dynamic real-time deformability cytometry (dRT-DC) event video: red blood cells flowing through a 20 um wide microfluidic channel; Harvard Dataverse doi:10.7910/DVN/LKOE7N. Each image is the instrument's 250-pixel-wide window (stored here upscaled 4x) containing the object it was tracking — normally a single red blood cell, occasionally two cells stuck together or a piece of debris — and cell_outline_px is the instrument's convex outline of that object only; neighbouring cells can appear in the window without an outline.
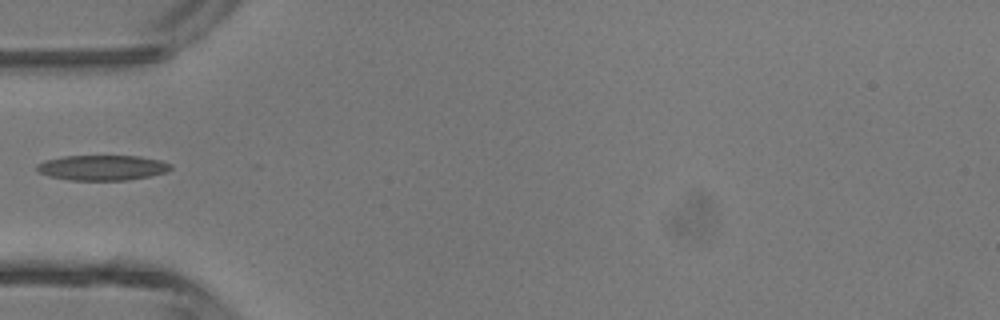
{"species": "common noctule bat (a hibernating species)", "species_latin": "Nyctalus noctula", "temperature_condition": "room temperature", "stored_images_in_passage": 5, "camera_frame_rate_fps": 3000, "um_per_image_px": 0.085, "animal": {"sex": "male", "body_mass_g": 13.3}, "frame": {"image": 1, "passage_image": 5, "time_ms": 1.333, "image_size_px": [1000, 320], "cell_outline_px": [[172, 168], [168, 172], [128, 180], [68, 180], [48, 176], [40, 172], [36, 168], [36, 164], [44, 160], [64, 156], [140, 156], [160, 160], [172, 164]], "centroid_in_image_um": [8.7, 14.25], "position_along_channel_um": 76.3, "area_um2": 19.77}}